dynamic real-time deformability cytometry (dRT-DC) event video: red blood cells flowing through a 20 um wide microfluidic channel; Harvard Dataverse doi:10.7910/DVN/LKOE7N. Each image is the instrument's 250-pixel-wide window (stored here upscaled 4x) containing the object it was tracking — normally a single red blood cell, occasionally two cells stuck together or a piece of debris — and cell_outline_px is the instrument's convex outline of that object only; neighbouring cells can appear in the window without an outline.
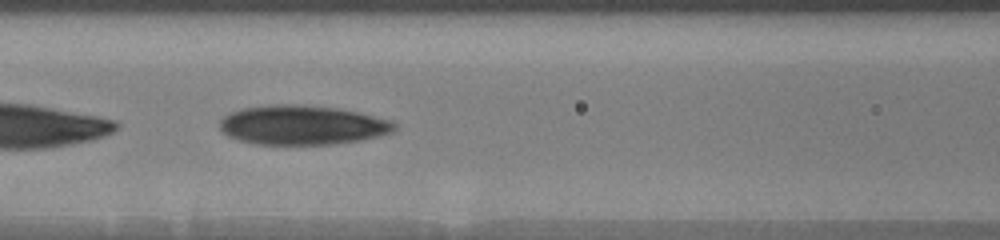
{"species": "human", "species_latin": "Homo sapiens", "temperature_condition": "warm", "stored_images_in_passage": 10, "camera_frame_rate_fps": 3000, "um_per_image_px": 0.085, "donor": {"sex": "male"}, "frame": {"image": 1, "passage_image": 9, "time_ms": 7.333, "image_size_px": [1000, 240], "cell_outline_px": [[396, 128], [392, 132], [380, 136], [364, 140], [332, 144], [256, 144], [240, 140], [228, 136], [220, 128], [220, 120], [224, 116], [240, 108], [268, 104], [304, 104], [336, 108], [356, 112], [392, 120], [396, 124]], "centroid_in_image_um": [25.7, 10.62], "position_along_channel_um": 140.9, "area_um2": 40.29}}